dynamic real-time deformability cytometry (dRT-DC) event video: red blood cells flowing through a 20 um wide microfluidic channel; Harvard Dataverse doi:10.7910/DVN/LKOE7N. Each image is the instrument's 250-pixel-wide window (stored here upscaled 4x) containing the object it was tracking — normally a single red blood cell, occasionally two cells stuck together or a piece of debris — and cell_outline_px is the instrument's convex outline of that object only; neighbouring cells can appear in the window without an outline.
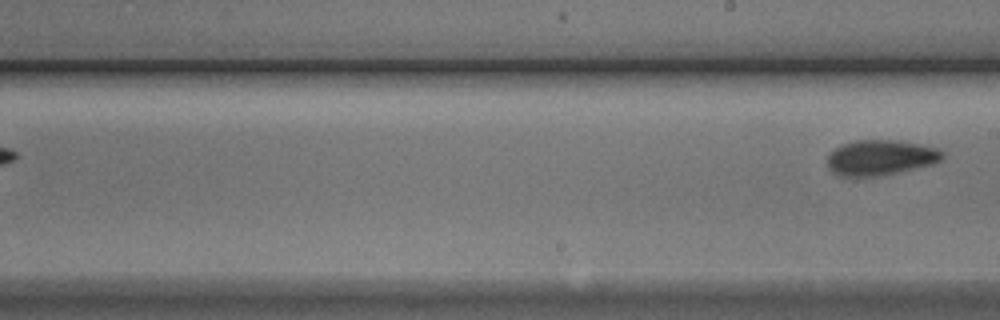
{"species": "Egyptian fruit bat (a non-hibernating species)", "species_latin": "Rousettus aegyptiacus", "temperature_condition": "cold", "stored_images_in_passage": 9, "segment_of_instrument_passage": [2, 2], "camera_frame_rate_fps": 3000, "um_per_image_px": 0.085, "animal": {"sex": "male"}, "frame": {"image": 1, "passage_image": 9, "time_ms": 9.667, "image_size_px": [1000, 320], "cell_outline_px": [[944, 156], [940, 160], [932, 164], [876, 176], [840, 176], [832, 172], [828, 168], [828, 156], [836, 148], [844, 144], [856, 140], [900, 140], [936, 148]], "centroid_in_image_um": [74.81, 13.39], "position_along_channel_um": 214.2, "area_um2": 23.18}}